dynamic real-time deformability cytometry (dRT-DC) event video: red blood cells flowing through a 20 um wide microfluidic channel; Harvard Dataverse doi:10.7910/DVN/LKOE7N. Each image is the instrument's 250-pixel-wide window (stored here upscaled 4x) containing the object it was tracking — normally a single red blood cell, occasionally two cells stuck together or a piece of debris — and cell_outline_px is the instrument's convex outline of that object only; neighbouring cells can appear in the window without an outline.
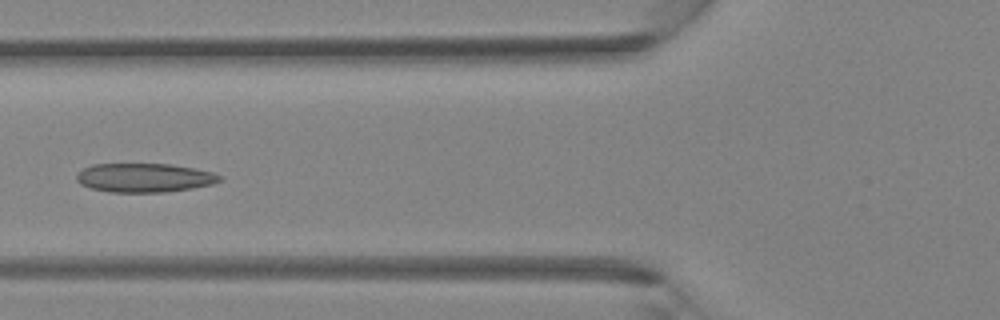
{"species": "Egyptian fruit bat (a non-hibernating species)", "species_latin": "Rousettus aegyptiacus", "temperature_condition": "room temperature", "stored_images_in_passage": 41, "camera_frame_rate_fps": 3000, "um_per_image_px": 0.085, "animal": {"sex": "female"}, "frame": {"image": 1, "passage_image": 16, "time_ms": 5.0, "image_size_px": [1000, 320], "cell_outline_px": [[224, 180], [212, 184], [192, 188], [164, 192], [108, 192], [88, 188], [80, 184], [76, 180], [76, 176], [84, 168], [92, 164], [172, 164], [212, 172], [220, 176]], "centroid_in_image_um": [12.25, 15.11], "position_along_channel_um": 113.6, "area_um2": 24.16}}
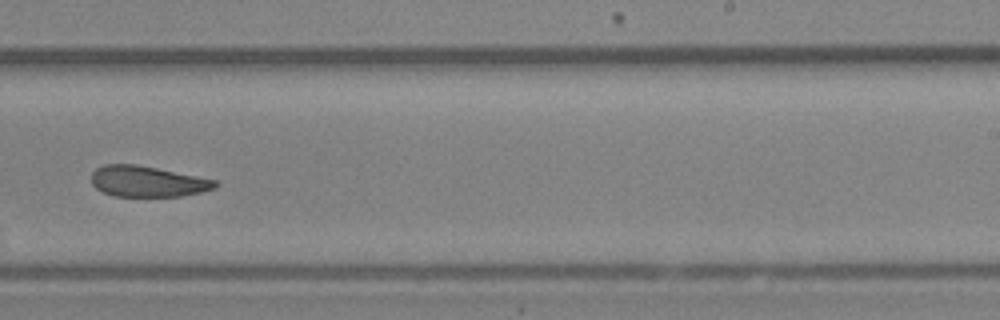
{"frame": {"image": 2, "passage_image": 26, "time_ms": 8.333, "image_size_px": [1000, 320], "cell_outline_px": [[220, 184], [216, 188], [200, 192], [180, 196], [116, 196], [100, 192], [92, 184], [92, 172], [96, 168], [104, 164], [136, 164], [216, 180]], "centroid_in_image_um": [12.51, 15.42], "position_along_channel_um": 276.5, "area_um2": 22.2}}
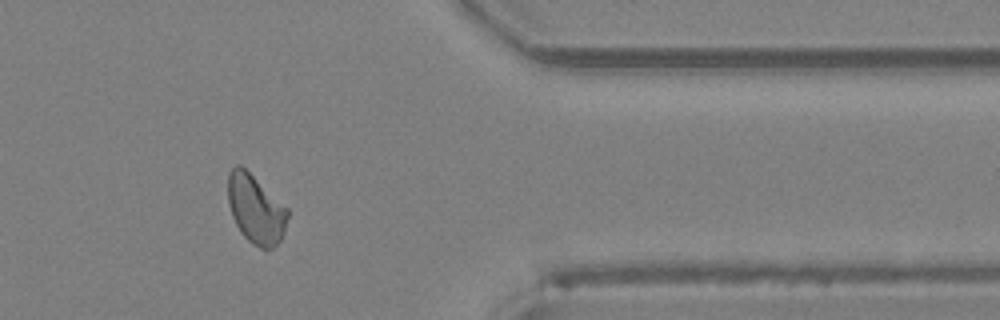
{"frame": {"image": 3, "passage_image": 34, "time_ms": 11.0, "image_size_px": [1000, 320], "cell_outline_px": [[288, 216], [284, 232], [280, 240], [272, 248], [260, 248], [252, 244], [240, 232], [232, 216], [228, 204], [228, 172], [236, 164], [240, 164], [288, 208]], "centroid_in_image_um": [21.72, 17.77], "position_along_channel_um": 389.7, "area_um2": 23.81}}